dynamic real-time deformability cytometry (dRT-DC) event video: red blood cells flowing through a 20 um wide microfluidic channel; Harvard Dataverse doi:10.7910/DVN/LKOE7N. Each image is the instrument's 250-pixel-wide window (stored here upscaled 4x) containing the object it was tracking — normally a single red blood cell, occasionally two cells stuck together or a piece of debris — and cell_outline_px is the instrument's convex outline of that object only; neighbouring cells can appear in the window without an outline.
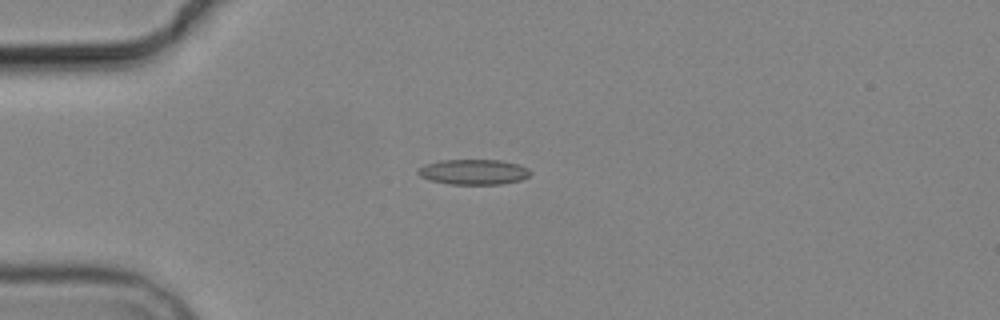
{"species": "common noctule bat (a hibernating species)", "species_latin": "Nyctalus noctula", "temperature_condition": "cold", "stored_images_in_passage": 4, "camera_frame_rate_fps": 3000, "um_per_image_px": 0.085, "animal": {"sex": "male", "body_mass_g": 19.2, "forearm_length_mm": 51.8}, "frame": {"image": 1, "passage_image": 4, "time_ms": 4.667, "image_size_px": [1000, 320], "cell_outline_px": [[532, 172], [528, 176], [520, 180], [500, 184], [448, 184], [428, 180], [420, 176], [416, 172], [424, 164], [440, 160], [500, 160], [516, 164], [528, 168]], "centroid_in_image_um": [40.22, 14.61], "position_along_channel_um": 44.8, "area_um2": 16.53}}